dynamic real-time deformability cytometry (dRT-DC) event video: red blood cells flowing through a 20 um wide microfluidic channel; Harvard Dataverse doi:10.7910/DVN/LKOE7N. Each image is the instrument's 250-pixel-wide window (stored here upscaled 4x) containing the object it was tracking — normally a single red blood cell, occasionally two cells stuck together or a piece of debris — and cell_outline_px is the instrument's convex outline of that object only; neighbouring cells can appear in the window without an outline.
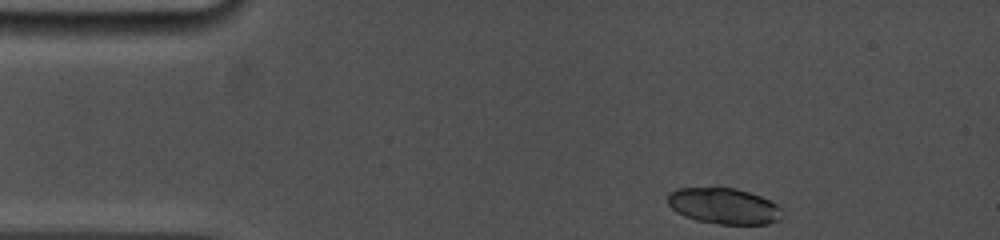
{"species": "common noctule bat (a hibernating species)", "species_latin": "Nyctalus noctula", "temperature_condition": "cold", "stored_images_in_passage": 7, "camera_frame_rate_fps": 5000, "um_per_image_px": 0.085, "animal": {"sex": "female", "body_mass_g": 19.0, "forearm_length_mm": 53.3}, "frame": {"image": 1, "passage_image": 1, "time_ms": 0.0, "image_size_px": [1000, 240], "cell_outline_px": [[780, 208], [776, 220], [768, 224], [720, 224], [696, 220], [684, 216], [676, 212], [668, 204], [668, 192], [676, 188], [716, 184], [736, 188], [760, 196], [776, 204]], "centroid_in_image_um": [61.41, 17.44], "position_along_channel_um": 23.6, "area_um2": 24.51}}